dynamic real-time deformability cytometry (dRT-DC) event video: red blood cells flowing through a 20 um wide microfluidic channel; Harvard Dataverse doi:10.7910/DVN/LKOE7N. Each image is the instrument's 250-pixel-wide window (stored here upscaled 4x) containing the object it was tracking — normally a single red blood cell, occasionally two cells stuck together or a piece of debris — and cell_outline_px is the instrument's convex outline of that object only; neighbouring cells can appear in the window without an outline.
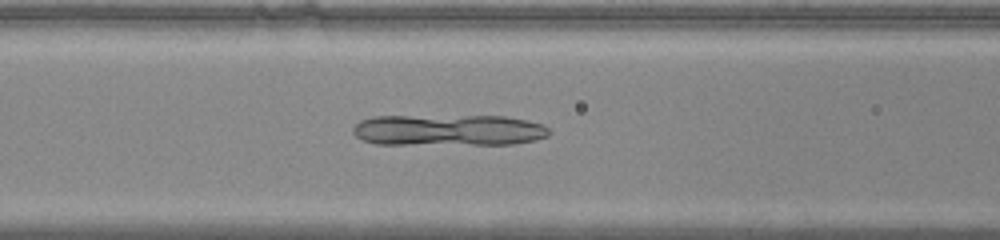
{"species": "common noctule bat (a hibernating species)", "species_latin": "Nyctalus noctula", "temperature_condition": "warm", "stored_images_in_passage": 32, "camera_frame_rate_fps": 3000, "um_per_image_px": 0.085, "animal": {"sex": "male", "body_mass_g": 20.0, "forearm_length_mm": 53.3}, "frame": {"image": 1, "passage_image": 5, "time_ms": 1.333, "image_size_px": [1000, 240], "cell_outline_px": [[540, 136], [524, 140], [368, 140], [368, 120], [516, 120], [532, 124]], "centroid_in_image_um": [38.29, 11.06], "position_along_channel_um": 128.3, "area_um2": 23.81}}
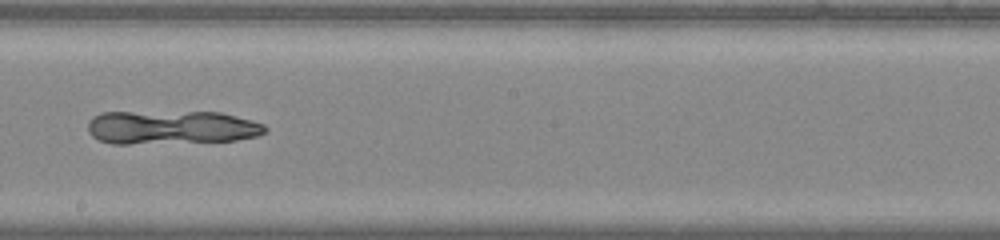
{"frame": {"image": 2, "passage_image": 13, "time_ms": 4.0, "image_size_px": [1000, 240], "cell_outline_px": [[264, 128], [260, 132], [248, 136], [228, 140], [104, 140], [96, 136], [96, 120], [100, 116], [112, 112], [208, 112], [228, 116], [260, 124]], "centroid_in_image_um": [14.7, 10.75], "position_along_channel_um": 233.5, "area_um2": 29.88}}
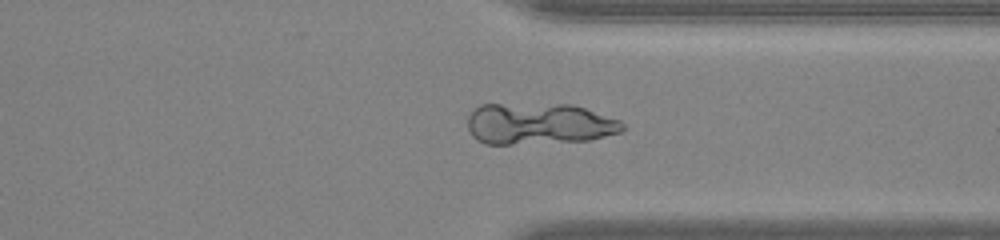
{"frame": {"image": 3, "passage_image": 23, "time_ms": 7.333, "image_size_px": [1000, 240], "cell_outline_px": [[612, 132], [596, 136], [504, 144], [492, 144], [484, 140], [492, 104], [580, 108], [608, 120]], "centroid_in_image_um": [46.03, 10.54], "position_along_channel_um": 365.4, "area_um2": 28.09}}